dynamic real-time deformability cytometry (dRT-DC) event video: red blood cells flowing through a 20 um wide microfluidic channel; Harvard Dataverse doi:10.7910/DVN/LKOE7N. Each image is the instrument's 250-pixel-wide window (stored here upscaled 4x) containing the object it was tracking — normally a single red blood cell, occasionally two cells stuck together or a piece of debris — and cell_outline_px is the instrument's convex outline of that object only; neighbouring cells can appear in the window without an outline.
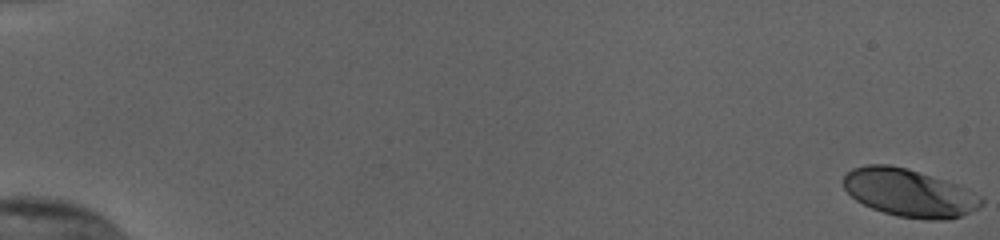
{"species": "human", "species_latin": "Homo sapiens", "temperature_condition": "cold", "stored_images_in_passage": 56, "camera_frame_rate_fps": 3000, "um_per_image_px": 0.085, "donor": {"sex": "female"}, "frame": {"image": 1, "passage_image": 1, "time_ms": 0.0, "image_size_px": [1000, 240], "cell_outline_px": [[984, 200], [976, 208], [960, 216], [944, 220], [924, 220], [896, 216], [872, 208], [856, 200], [844, 188], [844, 176], [852, 168], [868, 164], [888, 164], [908, 168], [952, 184], [980, 196]], "centroid_in_image_um": [77.21, 16.4], "position_along_channel_um": 7.8, "area_um2": 37.63}}
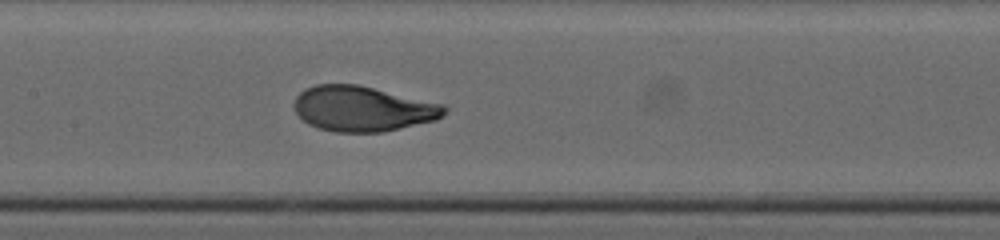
{"frame": {"image": 2, "passage_image": 30, "time_ms": 9.667, "image_size_px": [1000, 240], "cell_outline_px": [[448, 108], [444, 116], [436, 120], [384, 132], [336, 132], [320, 128], [308, 124], [296, 112], [292, 104], [296, 96], [304, 88], [316, 84], [360, 84], [444, 104]], "centroid_in_image_um": [30.85, 9.23], "position_along_channel_um": 176.6, "area_um2": 40.0}}
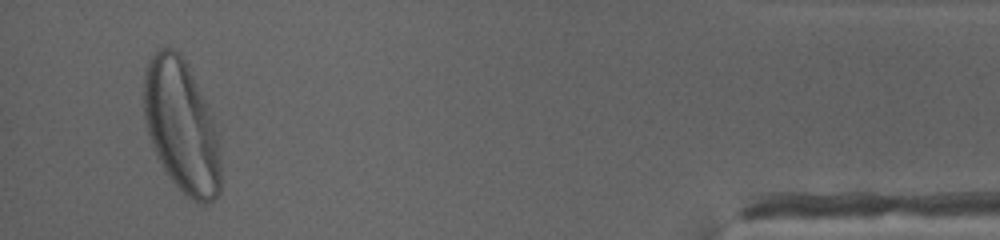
{"frame": {"image": 3, "passage_image": 54, "time_ms": 17.667, "image_size_px": [1000, 240], "cell_outline_px": [[220, 192], [208, 204], [200, 204], [192, 200], [172, 180], [164, 168], [152, 148], [144, 120], [144, 68], [148, 60], [160, 48], [172, 48], [184, 60], [204, 100], [212, 120], [216, 132], [220, 160]], "centroid_in_image_um": [15.39, 10.76], "position_along_channel_um": 419.8, "area_um2": 58.44}, "authors_computed_cell_mechanics": {"area_um2": 39.3329, "velocity_mm_per_s": 3.8043, "shape_relaxation_time_tau1_ms": 2.7243, "shape_relaxation_time_tau2_ms": null, "deformation_change_tau1": 0.1852, "deformation_change_tau2": null}}